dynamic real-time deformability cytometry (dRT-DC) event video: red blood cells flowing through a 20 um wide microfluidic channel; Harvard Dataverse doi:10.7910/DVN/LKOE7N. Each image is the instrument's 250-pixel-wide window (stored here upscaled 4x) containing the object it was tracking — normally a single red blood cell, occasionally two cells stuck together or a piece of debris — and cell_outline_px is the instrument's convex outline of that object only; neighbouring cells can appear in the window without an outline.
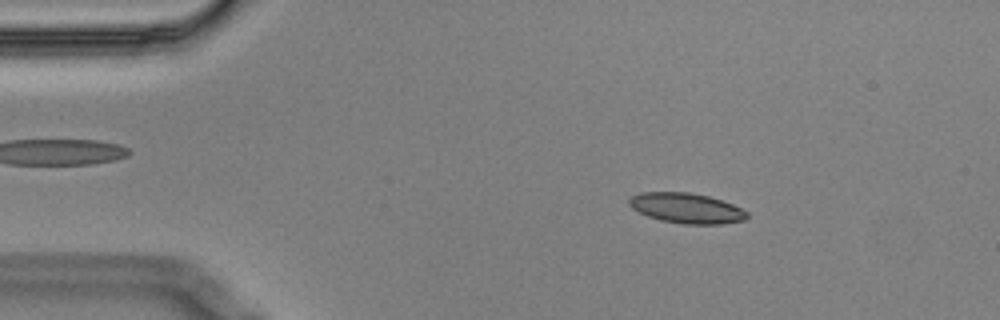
{"species": "Egyptian fruit bat (a non-hibernating species)", "species_latin": "Rousettus aegyptiacus", "temperature_condition": "cold", "stored_images_in_passage": 3, "camera_frame_rate_fps": 3000, "um_per_image_px": 0.085, "animal": {"sex": "male"}, "frame": {"image": 1, "passage_image": 1, "time_ms": 0.0, "image_size_px": [1000, 320], "cell_outline_px": [[748, 216], [744, 220], [720, 224], [684, 224], [660, 220], [648, 216], [632, 208], [628, 204], [628, 200], [632, 196], [640, 192], [688, 192], [708, 196], [732, 204], [748, 212]], "centroid_in_image_um": [58.33, 17.69], "position_along_channel_um": 26.7, "area_um2": 20.63}}